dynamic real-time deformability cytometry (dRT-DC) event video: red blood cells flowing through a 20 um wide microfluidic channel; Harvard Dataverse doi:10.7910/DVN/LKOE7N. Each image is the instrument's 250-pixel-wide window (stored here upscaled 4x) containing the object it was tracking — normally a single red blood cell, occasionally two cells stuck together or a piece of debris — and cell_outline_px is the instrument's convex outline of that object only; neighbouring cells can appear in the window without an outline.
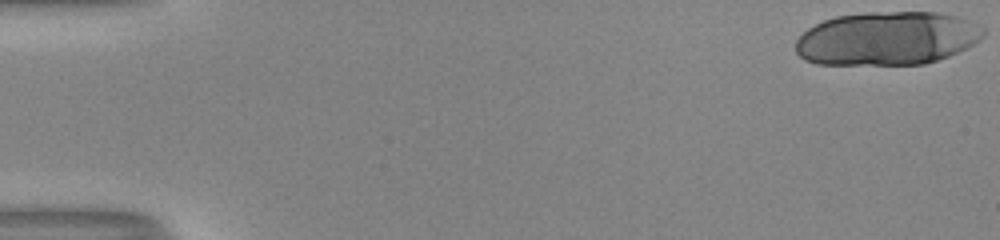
{"species": "human", "species_latin": "Homo sapiens", "temperature_condition": "room temperature", "stored_images_in_passage": 20, "camera_frame_rate_fps": 3000, "um_per_image_px": 0.085, "donor": {"sex": "male"}, "frame": {"image": 1, "passage_image": 1, "time_ms": 0.0, "image_size_px": [1000, 240], "cell_outline_px": [[984, 36], [980, 40], [948, 56], [924, 64], [816, 64], [804, 60], [796, 52], [796, 40], [808, 28], [824, 20], [836, 16], [864, 12], [936, 12], [956, 16], [984, 28]], "centroid_in_image_um": [75.37, 3.26], "position_along_channel_um": 9.6, "area_um2": 58.32}}